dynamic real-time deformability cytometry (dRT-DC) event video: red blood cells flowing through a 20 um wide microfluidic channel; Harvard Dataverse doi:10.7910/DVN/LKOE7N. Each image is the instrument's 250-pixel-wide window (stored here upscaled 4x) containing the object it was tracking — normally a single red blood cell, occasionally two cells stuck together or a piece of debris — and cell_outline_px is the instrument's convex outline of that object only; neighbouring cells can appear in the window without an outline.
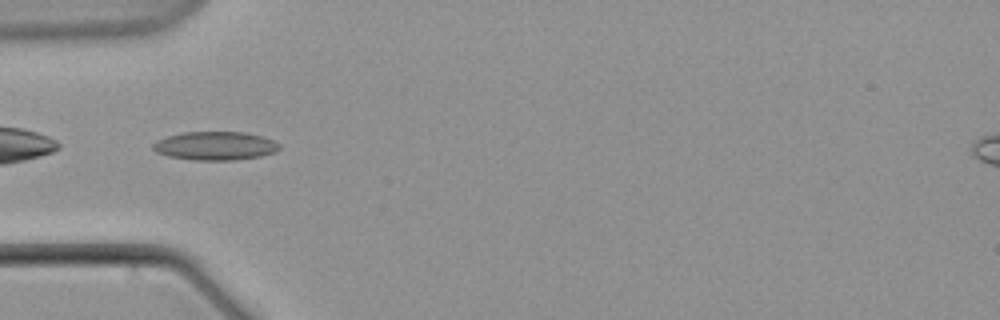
{"species": "common noctule bat (a hibernating species)", "species_latin": "Nyctalus noctula", "temperature_condition": "warm", "stored_images_in_passage": 6, "camera_frame_rate_fps": 3000, "um_per_image_px": 0.085, "animal": {"sex": "male", "body_mass_g": 21.5, "forearm_length_mm": 52.0}, "frame": {"image": 1, "passage_image": 6, "time_ms": 6.333, "image_size_px": [1000, 320], "cell_outline_px": [[280, 148], [276, 152], [260, 156], [232, 160], [196, 160], [168, 156], [156, 152], [152, 148], [152, 144], [156, 140], [168, 136], [184, 132], [248, 132], [272, 140], [280, 144]], "centroid_in_image_um": [18.29, 12.39], "position_along_channel_um": 66.7, "area_um2": 20.98}}